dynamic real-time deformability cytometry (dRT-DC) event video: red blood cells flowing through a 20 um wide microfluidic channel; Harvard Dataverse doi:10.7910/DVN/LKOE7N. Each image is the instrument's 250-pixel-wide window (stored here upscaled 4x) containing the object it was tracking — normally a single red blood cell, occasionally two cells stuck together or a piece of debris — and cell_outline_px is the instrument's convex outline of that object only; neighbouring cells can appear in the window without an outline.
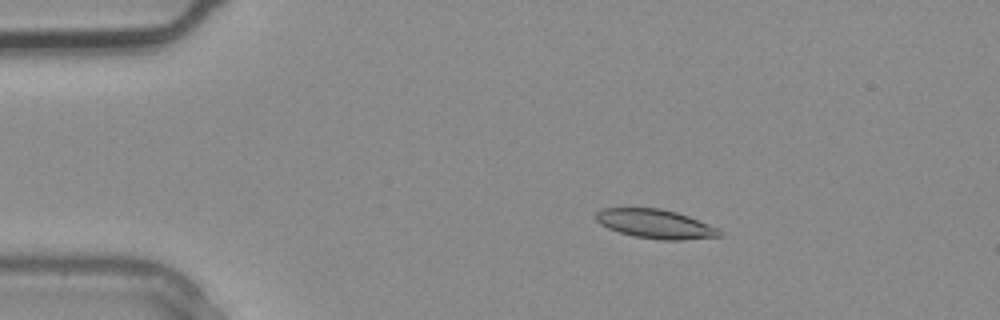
{"species": "common noctule bat (a hibernating species)", "species_latin": "Nyctalus noctula", "temperature_condition": "warm", "stored_images_in_passage": 2, "camera_frame_rate_fps": 3000, "um_per_image_px": 0.085, "animal": {"sex": "male", "body_mass_g": 20.4}, "frame": {"image": 1, "passage_image": 1, "time_ms": 0.0, "image_size_px": [1000, 320], "cell_outline_px": [[724, 236], [680, 240], [660, 240], [636, 236], [620, 232], [608, 228], [600, 224], [596, 220], [596, 212], [604, 208], [660, 208], [676, 212], [688, 216], [716, 228]], "centroid_in_image_um": [55.69, 19.03], "position_along_channel_um": 29.3, "area_um2": 20.63}}